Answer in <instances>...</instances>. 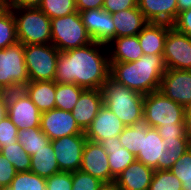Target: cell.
Masks as SVG:
<instances>
[{
    "instance_id": "6da1fadb",
    "label": "cell",
    "mask_w": 191,
    "mask_h": 190,
    "mask_svg": "<svg viewBox=\"0 0 191 190\" xmlns=\"http://www.w3.org/2000/svg\"><path fill=\"white\" fill-rule=\"evenodd\" d=\"M106 47L93 41L76 49L59 51L54 81L101 90L110 73Z\"/></svg>"
},
{
    "instance_id": "7a4b0ae2",
    "label": "cell",
    "mask_w": 191,
    "mask_h": 190,
    "mask_svg": "<svg viewBox=\"0 0 191 190\" xmlns=\"http://www.w3.org/2000/svg\"><path fill=\"white\" fill-rule=\"evenodd\" d=\"M109 64L112 80L143 95L159 90L167 69L163 55L152 54H144L135 62Z\"/></svg>"
},
{
    "instance_id": "3957f363",
    "label": "cell",
    "mask_w": 191,
    "mask_h": 190,
    "mask_svg": "<svg viewBox=\"0 0 191 190\" xmlns=\"http://www.w3.org/2000/svg\"><path fill=\"white\" fill-rule=\"evenodd\" d=\"M103 104L126 126L143 122L144 95L125 87L110 77L101 88Z\"/></svg>"
},
{
    "instance_id": "277c9868",
    "label": "cell",
    "mask_w": 191,
    "mask_h": 190,
    "mask_svg": "<svg viewBox=\"0 0 191 190\" xmlns=\"http://www.w3.org/2000/svg\"><path fill=\"white\" fill-rule=\"evenodd\" d=\"M18 42L28 44H51V19L39 8H13Z\"/></svg>"
},
{
    "instance_id": "5b68a950",
    "label": "cell",
    "mask_w": 191,
    "mask_h": 190,
    "mask_svg": "<svg viewBox=\"0 0 191 190\" xmlns=\"http://www.w3.org/2000/svg\"><path fill=\"white\" fill-rule=\"evenodd\" d=\"M29 83V75L24 58V45L17 42L0 49V91L22 89Z\"/></svg>"
},
{
    "instance_id": "8992f818",
    "label": "cell",
    "mask_w": 191,
    "mask_h": 190,
    "mask_svg": "<svg viewBox=\"0 0 191 190\" xmlns=\"http://www.w3.org/2000/svg\"><path fill=\"white\" fill-rule=\"evenodd\" d=\"M51 36V44L59 51L76 49L93 42L78 11L51 19Z\"/></svg>"
},
{
    "instance_id": "52a82bcc",
    "label": "cell",
    "mask_w": 191,
    "mask_h": 190,
    "mask_svg": "<svg viewBox=\"0 0 191 190\" xmlns=\"http://www.w3.org/2000/svg\"><path fill=\"white\" fill-rule=\"evenodd\" d=\"M185 108L159 90L144 95L143 122L157 128L161 125L185 124Z\"/></svg>"
},
{
    "instance_id": "ba28073f",
    "label": "cell",
    "mask_w": 191,
    "mask_h": 190,
    "mask_svg": "<svg viewBox=\"0 0 191 190\" xmlns=\"http://www.w3.org/2000/svg\"><path fill=\"white\" fill-rule=\"evenodd\" d=\"M59 50L52 44L24 45L29 82L54 81Z\"/></svg>"
},
{
    "instance_id": "9c48e42d",
    "label": "cell",
    "mask_w": 191,
    "mask_h": 190,
    "mask_svg": "<svg viewBox=\"0 0 191 190\" xmlns=\"http://www.w3.org/2000/svg\"><path fill=\"white\" fill-rule=\"evenodd\" d=\"M7 115L18 130L40 127L41 112L23 89L5 93Z\"/></svg>"
},
{
    "instance_id": "30bf717a",
    "label": "cell",
    "mask_w": 191,
    "mask_h": 190,
    "mask_svg": "<svg viewBox=\"0 0 191 190\" xmlns=\"http://www.w3.org/2000/svg\"><path fill=\"white\" fill-rule=\"evenodd\" d=\"M86 141L85 134L68 135L51 140L60 171L75 172L80 170Z\"/></svg>"
},
{
    "instance_id": "8fae6325",
    "label": "cell",
    "mask_w": 191,
    "mask_h": 190,
    "mask_svg": "<svg viewBox=\"0 0 191 190\" xmlns=\"http://www.w3.org/2000/svg\"><path fill=\"white\" fill-rule=\"evenodd\" d=\"M163 57L167 69L191 70V37L171 26L165 40Z\"/></svg>"
},
{
    "instance_id": "7c38bea8",
    "label": "cell",
    "mask_w": 191,
    "mask_h": 190,
    "mask_svg": "<svg viewBox=\"0 0 191 190\" xmlns=\"http://www.w3.org/2000/svg\"><path fill=\"white\" fill-rule=\"evenodd\" d=\"M159 91L186 108L191 103V70L166 69Z\"/></svg>"
},
{
    "instance_id": "4fadbf2b",
    "label": "cell",
    "mask_w": 191,
    "mask_h": 190,
    "mask_svg": "<svg viewBox=\"0 0 191 190\" xmlns=\"http://www.w3.org/2000/svg\"><path fill=\"white\" fill-rule=\"evenodd\" d=\"M40 128L50 140L68 135L85 134L71 112L56 108L41 113Z\"/></svg>"
},
{
    "instance_id": "5bb4252c",
    "label": "cell",
    "mask_w": 191,
    "mask_h": 190,
    "mask_svg": "<svg viewBox=\"0 0 191 190\" xmlns=\"http://www.w3.org/2000/svg\"><path fill=\"white\" fill-rule=\"evenodd\" d=\"M80 170L104 183L114 182L108 164V155L98 142L87 140L83 149Z\"/></svg>"
},
{
    "instance_id": "9a60e30c",
    "label": "cell",
    "mask_w": 191,
    "mask_h": 190,
    "mask_svg": "<svg viewBox=\"0 0 191 190\" xmlns=\"http://www.w3.org/2000/svg\"><path fill=\"white\" fill-rule=\"evenodd\" d=\"M165 142L156 128H151L142 122V143L136 160L154 170H164Z\"/></svg>"
},
{
    "instance_id": "2e32d148",
    "label": "cell",
    "mask_w": 191,
    "mask_h": 190,
    "mask_svg": "<svg viewBox=\"0 0 191 190\" xmlns=\"http://www.w3.org/2000/svg\"><path fill=\"white\" fill-rule=\"evenodd\" d=\"M88 34L94 42L108 45L115 38V25L112 14L103 8L79 12Z\"/></svg>"
},
{
    "instance_id": "e0dca14e",
    "label": "cell",
    "mask_w": 191,
    "mask_h": 190,
    "mask_svg": "<svg viewBox=\"0 0 191 190\" xmlns=\"http://www.w3.org/2000/svg\"><path fill=\"white\" fill-rule=\"evenodd\" d=\"M126 125L104 104L86 129L87 140L101 143L106 138L119 137Z\"/></svg>"
},
{
    "instance_id": "ac0fdd59",
    "label": "cell",
    "mask_w": 191,
    "mask_h": 190,
    "mask_svg": "<svg viewBox=\"0 0 191 190\" xmlns=\"http://www.w3.org/2000/svg\"><path fill=\"white\" fill-rule=\"evenodd\" d=\"M102 105L103 94L100 89H85L81 93L71 114L84 132L90 126Z\"/></svg>"
},
{
    "instance_id": "d6986e66",
    "label": "cell",
    "mask_w": 191,
    "mask_h": 190,
    "mask_svg": "<svg viewBox=\"0 0 191 190\" xmlns=\"http://www.w3.org/2000/svg\"><path fill=\"white\" fill-rule=\"evenodd\" d=\"M154 169L135 160L115 179L119 190H148Z\"/></svg>"
},
{
    "instance_id": "ffe728a7",
    "label": "cell",
    "mask_w": 191,
    "mask_h": 190,
    "mask_svg": "<svg viewBox=\"0 0 191 190\" xmlns=\"http://www.w3.org/2000/svg\"><path fill=\"white\" fill-rule=\"evenodd\" d=\"M148 22L173 24L177 18V0H137Z\"/></svg>"
},
{
    "instance_id": "44dd1931",
    "label": "cell",
    "mask_w": 191,
    "mask_h": 190,
    "mask_svg": "<svg viewBox=\"0 0 191 190\" xmlns=\"http://www.w3.org/2000/svg\"><path fill=\"white\" fill-rule=\"evenodd\" d=\"M107 49L109 52V63L135 62L144 55L139 44L138 35L114 38L107 45Z\"/></svg>"
},
{
    "instance_id": "7402d4cb",
    "label": "cell",
    "mask_w": 191,
    "mask_h": 190,
    "mask_svg": "<svg viewBox=\"0 0 191 190\" xmlns=\"http://www.w3.org/2000/svg\"><path fill=\"white\" fill-rule=\"evenodd\" d=\"M171 24L149 22L138 34L144 54L163 55L165 40Z\"/></svg>"
},
{
    "instance_id": "603a6c76",
    "label": "cell",
    "mask_w": 191,
    "mask_h": 190,
    "mask_svg": "<svg viewBox=\"0 0 191 190\" xmlns=\"http://www.w3.org/2000/svg\"><path fill=\"white\" fill-rule=\"evenodd\" d=\"M115 25V38L138 35L149 23L138 7L112 14Z\"/></svg>"
},
{
    "instance_id": "cb8c5ba5",
    "label": "cell",
    "mask_w": 191,
    "mask_h": 190,
    "mask_svg": "<svg viewBox=\"0 0 191 190\" xmlns=\"http://www.w3.org/2000/svg\"><path fill=\"white\" fill-rule=\"evenodd\" d=\"M108 155L111 175L116 179L118 175L136 160V156L122 147L119 137L106 138L101 143Z\"/></svg>"
},
{
    "instance_id": "d4e9b609",
    "label": "cell",
    "mask_w": 191,
    "mask_h": 190,
    "mask_svg": "<svg viewBox=\"0 0 191 190\" xmlns=\"http://www.w3.org/2000/svg\"><path fill=\"white\" fill-rule=\"evenodd\" d=\"M41 113L55 108V81L29 82L22 88Z\"/></svg>"
},
{
    "instance_id": "484cf974",
    "label": "cell",
    "mask_w": 191,
    "mask_h": 190,
    "mask_svg": "<svg viewBox=\"0 0 191 190\" xmlns=\"http://www.w3.org/2000/svg\"><path fill=\"white\" fill-rule=\"evenodd\" d=\"M30 171L43 178L60 172L51 142L31 156Z\"/></svg>"
},
{
    "instance_id": "4316f807",
    "label": "cell",
    "mask_w": 191,
    "mask_h": 190,
    "mask_svg": "<svg viewBox=\"0 0 191 190\" xmlns=\"http://www.w3.org/2000/svg\"><path fill=\"white\" fill-rule=\"evenodd\" d=\"M85 88L69 83H56L55 108L71 112Z\"/></svg>"
},
{
    "instance_id": "83f0119b",
    "label": "cell",
    "mask_w": 191,
    "mask_h": 190,
    "mask_svg": "<svg viewBox=\"0 0 191 190\" xmlns=\"http://www.w3.org/2000/svg\"><path fill=\"white\" fill-rule=\"evenodd\" d=\"M17 139L30 156L51 142L40 127L18 130Z\"/></svg>"
},
{
    "instance_id": "f1b7e54d",
    "label": "cell",
    "mask_w": 191,
    "mask_h": 190,
    "mask_svg": "<svg viewBox=\"0 0 191 190\" xmlns=\"http://www.w3.org/2000/svg\"><path fill=\"white\" fill-rule=\"evenodd\" d=\"M16 22L12 9H0V49L17 43Z\"/></svg>"
},
{
    "instance_id": "f546056e",
    "label": "cell",
    "mask_w": 191,
    "mask_h": 190,
    "mask_svg": "<svg viewBox=\"0 0 191 190\" xmlns=\"http://www.w3.org/2000/svg\"><path fill=\"white\" fill-rule=\"evenodd\" d=\"M0 153L13 164L17 172L30 171L31 156L25 152L18 141L0 148Z\"/></svg>"
},
{
    "instance_id": "4dcf8cb0",
    "label": "cell",
    "mask_w": 191,
    "mask_h": 190,
    "mask_svg": "<svg viewBox=\"0 0 191 190\" xmlns=\"http://www.w3.org/2000/svg\"><path fill=\"white\" fill-rule=\"evenodd\" d=\"M39 9L50 19L77 12L76 0H42Z\"/></svg>"
},
{
    "instance_id": "1f68e13d",
    "label": "cell",
    "mask_w": 191,
    "mask_h": 190,
    "mask_svg": "<svg viewBox=\"0 0 191 190\" xmlns=\"http://www.w3.org/2000/svg\"><path fill=\"white\" fill-rule=\"evenodd\" d=\"M9 188L11 190H46V178L31 171L17 172Z\"/></svg>"
},
{
    "instance_id": "d6a6232c",
    "label": "cell",
    "mask_w": 191,
    "mask_h": 190,
    "mask_svg": "<svg viewBox=\"0 0 191 190\" xmlns=\"http://www.w3.org/2000/svg\"><path fill=\"white\" fill-rule=\"evenodd\" d=\"M119 142L122 147L137 156L141 150L142 123L126 126L119 135Z\"/></svg>"
},
{
    "instance_id": "836d02e7",
    "label": "cell",
    "mask_w": 191,
    "mask_h": 190,
    "mask_svg": "<svg viewBox=\"0 0 191 190\" xmlns=\"http://www.w3.org/2000/svg\"><path fill=\"white\" fill-rule=\"evenodd\" d=\"M164 170H169L174 163L191 147V137H180L176 141L165 143Z\"/></svg>"
},
{
    "instance_id": "e575fe53",
    "label": "cell",
    "mask_w": 191,
    "mask_h": 190,
    "mask_svg": "<svg viewBox=\"0 0 191 190\" xmlns=\"http://www.w3.org/2000/svg\"><path fill=\"white\" fill-rule=\"evenodd\" d=\"M148 190H182V182L170 170H155Z\"/></svg>"
},
{
    "instance_id": "d590c367",
    "label": "cell",
    "mask_w": 191,
    "mask_h": 190,
    "mask_svg": "<svg viewBox=\"0 0 191 190\" xmlns=\"http://www.w3.org/2000/svg\"><path fill=\"white\" fill-rule=\"evenodd\" d=\"M169 170L182 182V190H191V147Z\"/></svg>"
},
{
    "instance_id": "8d00e7d4",
    "label": "cell",
    "mask_w": 191,
    "mask_h": 190,
    "mask_svg": "<svg viewBox=\"0 0 191 190\" xmlns=\"http://www.w3.org/2000/svg\"><path fill=\"white\" fill-rule=\"evenodd\" d=\"M103 181L91 176L81 170L72 172V189L71 190H98Z\"/></svg>"
},
{
    "instance_id": "74e56055",
    "label": "cell",
    "mask_w": 191,
    "mask_h": 190,
    "mask_svg": "<svg viewBox=\"0 0 191 190\" xmlns=\"http://www.w3.org/2000/svg\"><path fill=\"white\" fill-rule=\"evenodd\" d=\"M18 128L6 115L0 121V148L6 147L9 144H15L17 142Z\"/></svg>"
},
{
    "instance_id": "f35d334b",
    "label": "cell",
    "mask_w": 191,
    "mask_h": 190,
    "mask_svg": "<svg viewBox=\"0 0 191 190\" xmlns=\"http://www.w3.org/2000/svg\"><path fill=\"white\" fill-rule=\"evenodd\" d=\"M156 130L165 143L176 141L180 137H191L186 130L185 124L161 125Z\"/></svg>"
},
{
    "instance_id": "ab89813d",
    "label": "cell",
    "mask_w": 191,
    "mask_h": 190,
    "mask_svg": "<svg viewBox=\"0 0 191 190\" xmlns=\"http://www.w3.org/2000/svg\"><path fill=\"white\" fill-rule=\"evenodd\" d=\"M72 172L60 171L46 178V190H71Z\"/></svg>"
},
{
    "instance_id": "60d3db41",
    "label": "cell",
    "mask_w": 191,
    "mask_h": 190,
    "mask_svg": "<svg viewBox=\"0 0 191 190\" xmlns=\"http://www.w3.org/2000/svg\"><path fill=\"white\" fill-rule=\"evenodd\" d=\"M17 174L15 167L0 153V187L7 188Z\"/></svg>"
},
{
    "instance_id": "b9f144b4",
    "label": "cell",
    "mask_w": 191,
    "mask_h": 190,
    "mask_svg": "<svg viewBox=\"0 0 191 190\" xmlns=\"http://www.w3.org/2000/svg\"><path fill=\"white\" fill-rule=\"evenodd\" d=\"M136 7H138L137 0H104L103 10L113 14Z\"/></svg>"
},
{
    "instance_id": "7bdbcfd3",
    "label": "cell",
    "mask_w": 191,
    "mask_h": 190,
    "mask_svg": "<svg viewBox=\"0 0 191 190\" xmlns=\"http://www.w3.org/2000/svg\"><path fill=\"white\" fill-rule=\"evenodd\" d=\"M172 26L177 31L191 37V9L178 13Z\"/></svg>"
},
{
    "instance_id": "ee69618b",
    "label": "cell",
    "mask_w": 191,
    "mask_h": 190,
    "mask_svg": "<svg viewBox=\"0 0 191 190\" xmlns=\"http://www.w3.org/2000/svg\"><path fill=\"white\" fill-rule=\"evenodd\" d=\"M42 0H6L2 5L5 8H39Z\"/></svg>"
},
{
    "instance_id": "f6af8a7d",
    "label": "cell",
    "mask_w": 191,
    "mask_h": 190,
    "mask_svg": "<svg viewBox=\"0 0 191 190\" xmlns=\"http://www.w3.org/2000/svg\"><path fill=\"white\" fill-rule=\"evenodd\" d=\"M104 0H76L77 11L103 8Z\"/></svg>"
},
{
    "instance_id": "bcb514c9",
    "label": "cell",
    "mask_w": 191,
    "mask_h": 190,
    "mask_svg": "<svg viewBox=\"0 0 191 190\" xmlns=\"http://www.w3.org/2000/svg\"><path fill=\"white\" fill-rule=\"evenodd\" d=\"M184 122L188 134L191 135V103L185 108Z\"/></svg>"
},
{
    "instance_id": "7dc6e473",
    "label": "cell",
    "mask_w": 191,
    "mask_h": 190,
    "mask_svg": "<svg viewBox=\"0 0 191 190\" xmlns=\"http://www.w3.org/2000/svg\"><path fill=\"white\" fill-rule=\"evenodd\" d=\"M191 9V0H177V16L178 13Z\"/></svg>"
},
{
    "instance_id": "c3c4849f",
    "label": "cell",
    "mask_w": 191,
    "mask_h": 190,
    "mask_svg": "<svg viewBox=\"0 0 191 190\" xmlns=\"http://www.w3.org/2000/svg\"><path fill=\"white\" fill-rule=\"evenodd\" d=\"M7 115V106L5 101V93L0 95V121Z\"/></svg>"
},
{
    "instance_id": "681fc988",
    "label": "cell",
    "mask_w": 191,
    "mask_h": 190,
    "mask_svg": "<svg viewBox=\"0 0 191 190\" xmlns=\"http://www.w3.org/2000/svg\"><path fill=\"white\" fill-rule=\"evenodd\" d=\"M98 190H119L115 182L103 183Z\"/></svg>"
},
{
    "instance_id": "f907efd6",
    "label": "cell",
    "mask_w": 191,
    "mask_h": 190,
    "mask_svg": "<svg viewBox=\"0 0 191 190\" xmlns=\"http://www.w3.org/2000/svg\"><path fill=\"white\" fill-rule=\"evenodd\" d=\"M6 0H0V3L3 4Z\"/></svg>"
},
{
    "instance_id": "816d5d0a",
    "label": "cell",
    "mask_w": 191,
    "mask_h": 190,
    "mask_svg": "<svg viewBox=\"0 0 191 190\" xmlns=\"http://www.w3.org/2000/svg\"><path fill=\"white\" fill-rule=\"evenodd\" d=\"M3 190H11L9 187H7V188H3Z\"/></svg>"
}]
</instances>
